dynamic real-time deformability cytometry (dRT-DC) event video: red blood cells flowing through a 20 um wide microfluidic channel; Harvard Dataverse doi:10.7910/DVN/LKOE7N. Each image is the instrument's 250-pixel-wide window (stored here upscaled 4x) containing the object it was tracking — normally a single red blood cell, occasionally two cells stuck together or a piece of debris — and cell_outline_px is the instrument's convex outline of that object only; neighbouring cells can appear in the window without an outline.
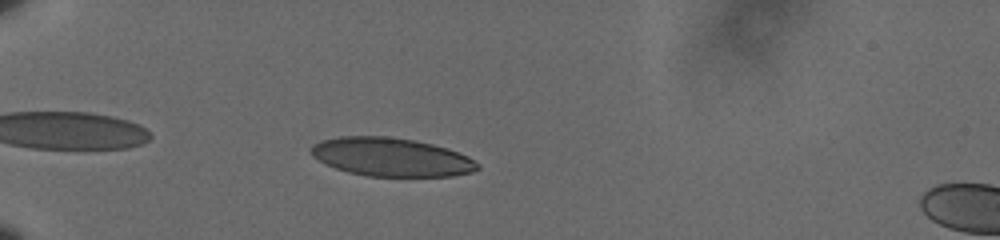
{"species": "human", "species_latin": "Homo sapiens", "temperature_condition": "cold", "stored_images_in_passage": 40, "camera_frame_rate_fps": 3000, "um_per_image_px": 0.085, "donor": {"sex": "male"}, "frame": {"image": 1, "passage_image": 4, "time_ms": 1.0, "image_size_px": [1000, 240], "cell_outline_px": [[480, 168], [472, 172], [452, 176], [368, 176], [348, 172], [324, 164], [312, 156], [308, 148], [312, 144], [320, 140], [340, 136], [388, 136], [412, 140], [432, 144], [448, 148], [468, 156], [476, 160], [480, 164]], "centroid_in_image_um": [33.23, 13.35], "position_along_channel_um": 51.8, "area_um2": 37.69}}
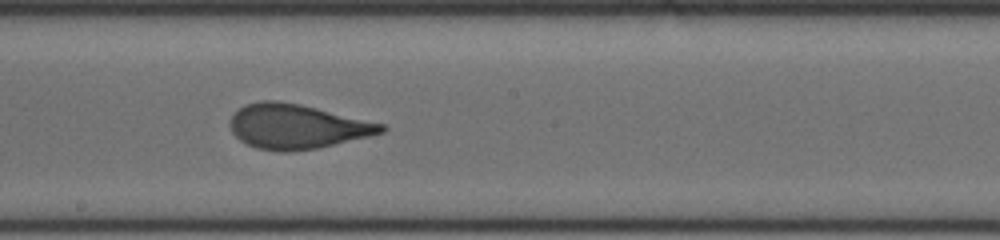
{"frame": {"image": 2, "passage_image": 21, "time_ms": 6.667, "image_size_px": [1000, 240], "cell_outline_px": [[388, 128], [384, 132], [368, 136], [316, 148], [292, 152], [276, 152], [256, 148], [240, 140], [232, 132], [228, 124], [228, 120], [232, 112], [244, 104], [260, 100], [276, 100], [300, 104], [384, 124]], "centroid_in_image_um": [25.15, 10.74], "position_along_channel_um": 223.0, "area_um2": 39.48}}
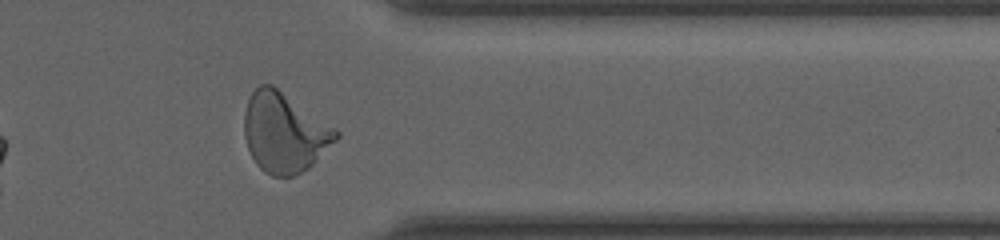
{"frame": {"image": 3, "passage_image": 35, "time_ms": 11.333, "image_size_px": [1000, 240], "cell_outline_px": [[340, 136], [308, 168], [292, 176], [272, 176], [264, 172], [256, 164], [248, 148], [244, 136], [244, 112], [248, 100], [252, 92], [260, 84], [272, 84], [340, 132]], "centroid_in_image_um": [24.14, 11.27], "position_along_channel_um": 387.3, "area_um2": 42.08}, "authors_computed_cell_mechanics": {"area_um2": 39.015, "velocity_mm_per_s": 3.6015, "shape_relaxation_time_tau1_ms": 4.8983, "shape_relaxation_time_tau2_ms": null, "deformation_change_tau1": 0.1701, "deformation_change_tau2": null}}